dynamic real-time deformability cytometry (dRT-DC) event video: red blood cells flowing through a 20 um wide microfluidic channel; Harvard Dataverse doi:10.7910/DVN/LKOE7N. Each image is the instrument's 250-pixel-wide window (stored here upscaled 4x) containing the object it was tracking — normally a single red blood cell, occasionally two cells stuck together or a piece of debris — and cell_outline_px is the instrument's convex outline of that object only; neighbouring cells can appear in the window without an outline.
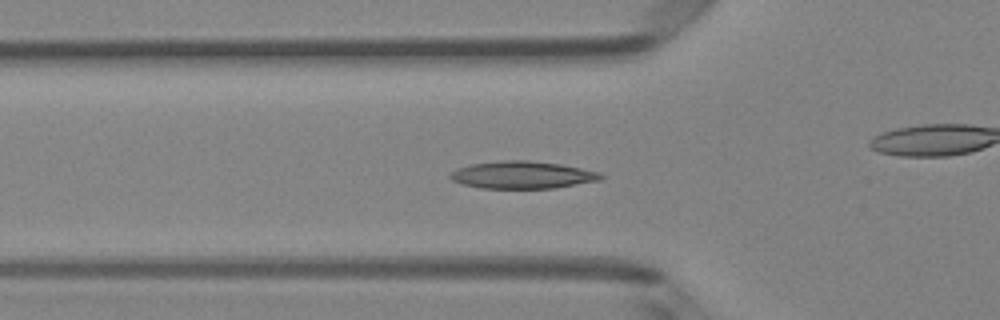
{"species": "Egyptian fruit bat (a non-hibernating species)", "species_latin": "Rousettus aegyptiacus", "temperature_condition": "room temperature", "stored_images_in_passage": 50, "camera_frame_rate_fps": 3000, "um_per_image_px": 0.085, "animal": {"sex": "female"}, "frame": {"image": 1, "passage_image": 17, "time_ms": 5.333, "image_size_px": [1000, 320], "cell_outline_px": [[608, 176], [600, 180], [556, 188], [480, 188], [464, 184], [452, 180], [448, 176], [456, 168], [468, 164], [500, 160], [528, 160], [560, 164], [600, 172]], "centroid_in_image_um": [44.41, 14.86], "position_along_channel_um": 81.4, "area_um2": 24.22}}
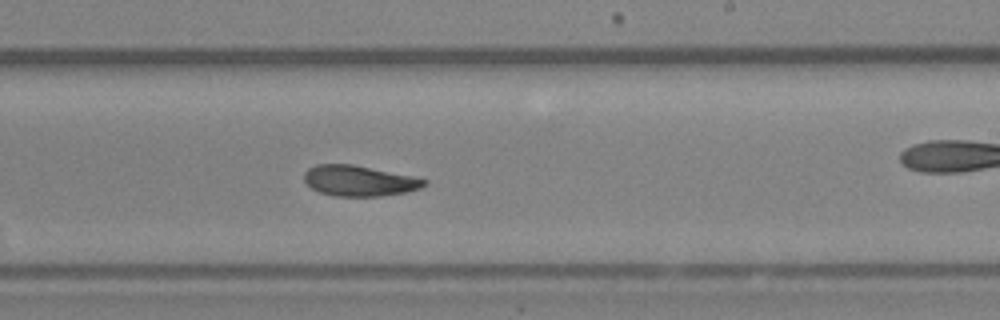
{"frame": {"image": 2, "passage_image": 30, "time_ms": 9.667, "image_size_px": [1000, 320], "cell_outline_px": [[428, 184], [420, 188], [408, 192], [380, 196], [336, 196], [320, 192], [312, 188], [304, 180], [304, 172], [308, 168], [316, 164], [352, 164], [412, 176], [428, 180]], "centroid_in_image_um": [30.54, 15.36], "position_along_channel_um": 258.5, "area_um2": 21.39}}
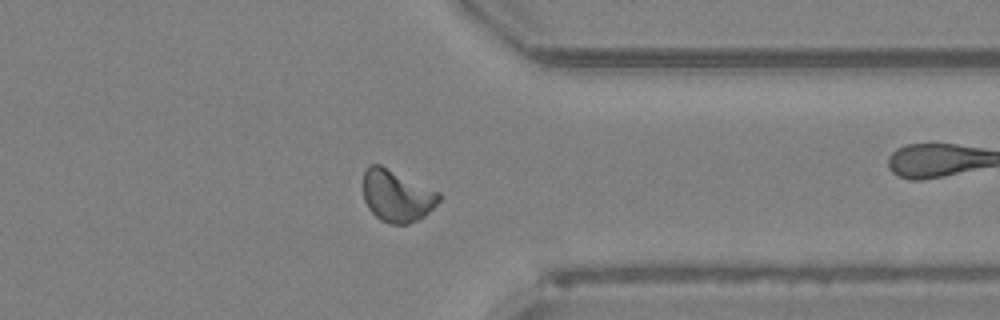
{"frame": {"image": 3, "passage_image": 39, "time_ms": 12.667, "image_size_px": [1000, 320], "cell_outline_px": [[440, 200], [424, 216], [408, 224], [392, 224], [380, 220], [368, 208], [364, 200], [364, 172], [372, 164], [380, 164], [440, 192]], "centroid_in_image_um": [33.73, 16.65], "position_along_channel_um": 377.7, "area_um2": 22.72}, "authors_computed_cell_mechanics": {"area_um2": 22.2819, "velocity_mm_per_s": 4.106, "shape_relaxation_time_tau1_ms": 8.3395, "shape_relaxation_time_tau2_ms": null, "deformation_change_tau1": 0.1925, "deformation_change_tau2": null}}